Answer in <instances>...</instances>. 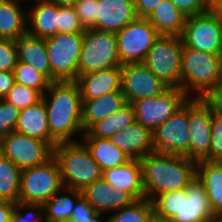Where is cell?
<instances>
[{"mask_svg": "<svg viewBox=\"0 0 222 222\" xmlns=\"http://www.w3.org/2000/svg\"><path fill=\"white\" fill-rule=\"evenodd\" d=\"M48 116L50 146L58 143L79 141L82 127V99L75 81L52 82L43 95ZM78 134V135H77Z\"/></svg>", "mask_w": 222, "mask_h": 222, "instance_id": "1", "label": "cell"}, {"mask_svg": "<svg viewBox=\"0 0 222 222\" xmlns=\"http://www.w3.org/2000/svg\"><path fill=\"white\" fill-rule=\"evenodd\" d=\"M145 198L186 188L197 177V162L185 156L153 152L140 159Z\"/></svg>", "mask_w": 222, "mask_h": 222, "instance_id": "2", "label": "cell"}, {"mask_svg": "<svg viewBox=\"0 0 222 222\" xmlns=\"http://www.w3.org/2000/svg\"><path fill=\"white\" fill-rule=\"evenodd\" d=\"M222 79V55L183 45L180 89L190 98H201Z\"/></svg>", "mask_w": 222, "mask_h": 222, "instance_id": "3", "label": "cell"}, {"mask_svg": "<svg viewBox=\"0 0 222 222\" xmlns=\"http://www.w3.org/2000/svg\"><path fill=\"white\" fill-rule=\"evenodd\" d=\"M53 156L59 163L62 183L66 188L82 191L102 178L101 168L81 140L58 143L53 148Z\"/></svg>", "mask_w": 222, "mask_h": 222, "instance_id": "4", "label": "cell"}, {"mask_svg": "<svg viewBox=\"0 0 222 222\" xmlns=\"http://www.w3.org/2000/svg\"><path fill=\"white\" fill-rule=\"evenodd\" d=\"M63 187L59 163L52 156L43 164L21 170L18 201L44 205Z\"/></svg>", "mask_w": 222, "mask_h": 222, "instance_id": "5", "label": "cell"}, {"mask_svg": "<svg viewBox=\"0 0 222 222\" xmlns=\"http://www.w3.org/2000/svg\"><path fill=\"white\" fill-rule=\"evenodd\" d=\"M182 53L181 36L161 35L142 63L169 88H180Z\"/></svg>", "mask_w": 222, "mask_h": 222, "instance_id": "6", "label": "cell"}, {"mask_svg": "<svg viewBox=\"0 0 222 222\" xmlns=\"http://www.w3.org/2000/svg\"><path fill=\"white\" fill-rule=\"evenodd\" d=\"M181 39L188 48L222 55L221 8L187 17Z\"/></svg>", "mask_w": 222, "mask_h": 222, "instance_id": "7", "label": "cell"}, {"mask_svg": "<svg viewBox=\"0 0 222 222\" xmlns=\"http://www.w3.org/2000/svg\"><path fill=\"white\" fill-rule=\"evenodd\" d=\"M84 33H57L45 39L52 82L75 81Z\"/></svg>", "mask_w": 222, "mask_h": 222, "instance_id": "8", "label": "cell"}, {"mask_svg": "<svg viewBox=\"0 0 222 222\" xmlns=\"http://www.w3.org/2000/svg\"><path fill=\"white\" fill-rule=\"evenodd\" d=\"M122 66L115 33L86 29L78 66V75Z\"/></svg>", "mask_w": 222, "mask_h": 222, "instance_id": "9", "label": "cell"}, {"mask_svg": "<svg viewBox=\"0 0 222 222\" xmlns=\"http://www.w3.org/2000/svg\"><path fill=\"white\" fill-rule=\"evenodd\" d=\"M115 35L121 65L142 63L154 42L161 36L147 18H136Z\"/></svg>", "mask_w": 222, "mask_h": 222, "instance_id": "10", "label": "cell"}, {"mask_svg": "<svg viewBox=\"0 0 222 222\" xmlns=\"http://www.w3.org/2000/svg\"><path fill=\"white\" fill-rule=\"evenodd\" d=\"M190 97L180 88H168L157 96L132 103L136 121L152 132L179 110Z\"/></svg>", "mask_w": 222, "mask_h": 222, "instance_id": "11", "label": "cell"}, {"mask_svg": "<svg viewBox=\"0 0 222 222\" xmlns=\"http://www.w3.org/2000/svg\"><path fill=\"white\" fill-rule=\"evenodd\" d=\"M152 133L154 152L190 159L188 101Z\"/></svg>", "mask_w": 222, "mask_h": 222, "instance_id": "12", "label": "cell"}, {"mask_svg": "<svg viewBox=\"0 0 222 222\" xmlns=\"http://www.w3.org/2000/svg\"><path fill=\"white\" fill-rule=\"evenodd\" d=\"M0 153L21 170L45 163L53 148L44 141L13 131L0 140Z\"/></svg>", "mask_w": 222, "mask_h": 222, "instance_id": "13", "label": "cell"}, {"mask_svg": "<svg viewBox=\"0 0 222 222\" xmlns=\"http://www.w3.org/2000/svg\"><path fill=\"white\" fill-rule=\"evenodd\" d=\"M168 88L143 63L122 65L121 91L127 103L132 104L137 100L157 96Z\"/></svg>", "mask_w": 222, "mask_h": 222, "instance_id": "14", "label": "cell"}, {"mask_svg": "<svg viewBox=\"0 0 222 222\" xmlns=\"http://www.w3.org/2000/svg\"><path fill=\"white\" fill-rule=\"evenodd\" d=\"M211 119L212 112L201 98L188 99L191 160L198 162L209 154L212 134Z\"/></svg>", "mask_w": 222, "mask_h": 222, "instance_id": "15", "label": "cell"}, {"mask_svg": "<svg viewBox=\"0 0 222 222\" xmlns=\"http://www.w3.org/2000/svg\"><path fill=\"white\" fill-rule=\"evenodd\" d=\"M82 196L93 208L109 215L123 207L131 205L136 199L122 188H114L103 178L95 180L82 190Z\"/></svg>", "mask_w": 222, "mask_h": 222, "instance_id": "16", "label": "cell"}, {"mask_svg": "<svg viewBox=\"0 0 222 222\" xmlns=\"http://www.w3.org/2000/svg\"><path fill=\"white\" fill-rule=\"evenodd\" d=\"M213 215L204 186L195 178L186 188L181 189L180 211L171 221L209 222Z\"/></svg>", "mask_w": 222, "mask_h": 222, "instance_id": "17", "label": "cell"}, {"mask_svg": "<svg viewBox=\"0 0 222 222\" xmlns=\"http://www.w3.org/2000/svg\"><path fill=\"white\" fill-rule=\"evenodd\" d=\"M136 18L134 0H98L97 20L91 29L117 33Z\"/></svg>", "mask_w": 222, "mask_h": 222, "instance_id": "18", "label": "cell"}, {"mask_svg": "<svg viewBox=\"0 0 222 222\" xmlns=\"http://www.w3.org/2000/svg\"><path fill=\"white\" fill-rule=\"evenodd\" d=\"M75 82L78 84L82 100H92L121 91L122 66L78 75Z\"/></svg>", "mask_w": 222, "mask_h": 222, "instance_id": "19", "label": "cell"}, {"mask_svg": "<svg viewBox=\"0 0 222 222\" xmlns=\"http://www.w3.org/2000/svg\"><path fill=\"white\" fill-rule=\"evenodd\" d=\"M113 145L124 151L131 160H140L154 152L152 131L137 121L111 136Z\"/></svg>", "mask_w": 222, "mask_h": 222, "instance_id": "20", "label": "cell"}, {"mask_svg": "<svg viewBox=\"0 0 222 222\" xmlns=\"http://www.w3.org/2000/svg\"><path fill=\"white\" fill-rule=\"evenodd\" d=\"M30 5L27 7V33L42 39L57 34L58 5L46 0H35Z\"/></svg>", "mask_w": 222, "mask_h": 222, "instance_id": "21", "label": "cell"}, {"mask_svg": "<svg viewBox=\"0 0 222 222\" xmlns=\"http://www.w3.org/2000/svg\"><path fill=\"white\" fill-rule=\"evenodd\" d=\"M102 178L114 188H122L136 200L145 198L142 184L140 160H129L127 163L103 171Z\"/></svg>", "mask_w": 222, "mask_h": 222, "instance_id": "22", "label": "cell"}, {"mask_svg": "<svg viewBox=\"0 0 222 222\" xmlns=\"http://www.w3.org/2000/svg\"><path fill=\"white\" fill-rule=\"evenodd\" d=\"M126 104L122 91L108 93L92 100H82L83 131H87L94 123L112 115Z\"/></svg>", "mask_w": 222, "mask_h": 222, "instance_id": "23", "label": "cell"}, {"mask_svg": "<svg viewBox=\"0 0 222 222\" xmlns=\"http://www.w3.org/2000/svg\"><path fill=\"white\" fill-rule=\"evenodd\" d=\"M16 45L18 61L31 65L52 82V73L45 39L26 33L16 40Z\"/></svg>", "mask_w": 222, "mask_h": 222, "instance_id": "24", "label": "cell"}, {"mask_svg": "<svg viewBox=\"0 0 222 222\" xmlns=\"http://www.w3.org/2000/svg\"><path fill=\"white\" fill-rule=\"evenodd\" d=\"M15 131L50 145L48 116L43 99L26 109L20 110Z\"/></svg>", "mask_w": 222, "mask_h": 222, "instance_id": "25", "label": "cell"}, {"mask_svg": "<svg viewBox=\"0 0 222 222\" xmlns=\"http://www.w3.org/2000/svg\"><path fill=\"white\" fill-rule=\"evenodd\" d=\"M204 186L214 214H222V162L198 161L197 177Z\"/></svg>", "mask_w": 222, "mask_h": 222, "instance_id": "26", "label": "cell"}, {"mask_svg": "<svg viewBox=\"0 0 222 222\" xmlns=\"http://www.w3.org/2000/svg\"><path fill=\"white\" fill-rule=\"evenodd\" d=\"M186 18L170 0L161 1L147 17L156 31L163 36H181Z\"/></svg>", "mask_w": 222, "mask_h": 222, "instance_id": "27", "label": "cell"}, {"mask_svg": "<svg viewBox=\"0 0 222 222\" xmlns=\"http://www.w3.org/2000/svg\"><path fill=\"white\" fill-rule=\"evenodd\" d=\"M27 33V7L0 0V38L17 40Z\"/></svg>", "mask_w": 222, "mask_h": 222, "instance_id": "28", "label": "cell"}, {"mask_svg": "<svg viewBox=\"0 0 222 222\" xmlns=\"http://www.w3.org/2000/svg\"><path fill=\"white\" fill-rule=\"evenodd\" d=\"M81 141L89 150L102 172L118 167L130 160L123 150L111 143L110 139L81 137Z\"/></svg>", "mask_w": 222, "mask_h": 222, "instance_id": "29", "label": "cell"}, {"mask_svg": "<svg viewBox=\"0 0 222 222\" xmlns=\"http://www.w3.org/2000/svg\"><path fill=\"white\" fill-rule=\"evenodd\" d=\"M135 112L132 104L127 103L120 110L114 112L112 115L94 123L81 137H94L109 139L117 131H121L134 123Z\"/></svg>", "mask_w": 222, "mask_h": 222, "instance_id": "30", "label": "cell"}, {"mask_svg": "<svg viewBox=\"0 0 222 222\" xmlns=\"http://www.w3.org/2000/svg\"><path fill=\"white\" fill-rule=\"evenodd\" d=\"M81 190L63 187L44 204L45 222H68Z\"/></svg>", "mask_w": 222, "mask_h": 222, "instance_id": "31", "label": "cell"}, {"mask_svg": "<svg viewBox=\"0 0 222 222\" xmlns=\"http://www.w3.org/2000/svg\"><path fill=\"white\" fill-rule=\"evenodd\" d=\"M21 169L0 153V199L18 202Z\"/></svg>", "mask_w": 222, "mask_h": 222, "instance_id": "32", "label": "cell"}, {"mask_svg": "<svg viewBox=\"0 0 222 222\" xmlns=\"http://www.w3.org/2000/svg\"><path fill=\"white\" fill-rule=\"evenodd\" d=\"M153 210V203L148 198L135 200L131 205L110 213L108 222H145Z\"/></svg>", "mask_w": 222, "mask_h": 222, "instance_id": "33", "label": "cell"}, {"mask_svg": "<svg viewBox=\"0 0 222 222\" xmlns=\"http://www.w3.org/2000/svg\"><path fill=\"white\" fill-rule=\"evenodd\" d=\"M13 73L15 83L38 90L42 95L48 91L52 83L44 74L23 62L18 61Z\"/></svg>", "mask_w": 222, "mask_h": 222, "instance_id": "34", "label": "cell"}, {"mask_svg": "<svg viewBox=\"0 0 222 222\" xmlns=\"http://www.w3.org/2000/svg\"><path fill=\"white\" fill-rule=\"evenodd\" d=\"M42 98L43 95L38 90L15 83L3 99L23 110L40 102Z\"/></svg>", "mask_w": 222, "mask_h": 222, "instance_id": "35", "label": "cell"}, {"mask_svg": "<svg viewBox=\"0 0 222 222\" xmlns=\"http://www.w3.org/2000/svg\"><path fill=\"white\" fill-rule=\"evenodd\" d=\"M154 210L168 219L179 213L181 206V190H173L157 195L153 200Z\"/></svg>", "mask_w": 222, "mask_h": 222, "instance_id": "36", "label": "cell"}, {"mask_svg": "<svg viewBox=\"0 0 222 222\" xmlns=\"http://www.w3.org/2000/svg\"><path fill=\"white\" fill-rule=\"evenodd\" d=\"M11 222H45L44 205L16 202L11 215Z\"/></svg>", "mask_w": 222, "mask_h": 222, "instance_id": "37", "label": "cell"}, {"mask_svg": "<svg viewBox=\"0 0 222 222\" xmlns=\"http://www.w3.org/2000/svg\"><path fill=\"white\" fill-rule=\"evenodd\" d=\"M85 30L74 7L58 6V33H84Z\"/></svg>", "mask_w": 222, "mask_h": 222, "instance_id": "38", "label": "cell"}, {"mask_svg": "<svg viewBox=\"0 0 222 222\" xmlns=\"http://www.w3.org/2000/svg\"><path fill=\"white\" fill-rule=\"evenodd\" d=\"M20 110L4 99H0V140L16 130Z\"/></svg>", "mask_w": 222, "mask_h": 222, "instance_id": "39", "label": "cell"}, {"mask_svg": "<svg viewBox=\"0 0 222 222\" xmlns=\"http://www.w3.org/2000/svg\"><path fill=\"white\" fill-rule=\"evenodd\" d=\"M211 132L210 151L203 160L222 162V116L212 114Z\"/></svg>", "mask_w": 222, "mask_h": 222, "instance_id": "40", "label": "cell"}, {"mask_svg": "<svg viewBox=\"0 0 222 222\" xmlns=\"http://www.w3.org/2000/svg\"><path fill=\"white\" fill-rule=\"evenodd\" d=\"M98 0H78L74 4L75 12L85 29H91L97 20Z\"/></svg>", "mask_w": 222, "mask_h": 222, "instance_id": "41", "label": "cell"}, {"mask_svg": "<svg viewBox=\"0 0 222 222\" xmlns=\"http://www.w3.org/2000/svg\"><path fill=\"white\" fill-rule=\"evenodd\" d=\"M17 63L16 40L0 38V71H13Z\"/></svg>", "mask_w": 222, "mask_h": 222, "instance_id": "42", "label": "cell"}, {"mask_svg": "<svg viewBox=\"0 0 222 222\" xmlns=\"http://www.w3.org/2000/svg\"><path fill=\"white\" fill-rule=\"evenodd\" d=\"M201 100L210 108L212 114L222 116V79L209 89Z\"/></svg>", "mask_w": 222, "mask_h": 222, "instance_id": "43", "label": "cell"}, {"mask_svg": "<svg viewBox=\"0 0 222 222\" xmlns=\"http://www.w3.org/2000/svg\"><path fill=\"white\" fill-rule=\"evenodd\" d=\"M186 17L201 14L210 9L206 0H170Z\"/></svg>", "mask_w": 222, "mask_h": 222, "instance_id": "44", "label": "cell"}, {"mask_svg": "<svg viewBox=\"0 0 222 222\" xmlns=\"http://www.w3.org/2000/svg\"><path fill=\"white\" fill-rule=\"evenodd\" d=\"M97 211L81 196L75 203L68 222H88Z\"/></svg>", "mask_w": 222, "mask_h": 222, "instance_id": "45", "label": "cell"}, {"mask_svg": "<svg viewBox=\"0 0 222 222\" xmlns=\"http://www.w3.org/2000/svg\"><path fill=\"white\" fill-rule=\"evenodd\" d=\"M163 0H134L137 18H147Z\"/></svg>", "mask_w": 222, "mask_h": 222, "instance_id": "46", "label": "cell"}, {"mask_svg": "<svg viewBox=\"0 0 222 222\" xmlns=\"http://www.w3.org/2000/svg\"><path fill=\"white\" fill-rule=\"evenodd\" d=\"M14 84L15 78L13 71H0V99L6 96Z\"/></svg>", "mask_w": 222, "mask_h": 222, "instance_id": "47", "label": "cell"}, {"mask_svg": "<svg viewBox=\"0 0 222 222\" xmlns=\"http://www.w3.org/2000/svg\"><path fill=\"white\" fill-rule=\"evenodd\" d=\"M14 207V202L0 199V222H11Z\"/></svg>", "mask_w": 222, "mask_h": 222, "instance_id": "48", "label": "cell"}, {"mask_svg": "<svg viewBox=\"0 0 222 222\" xmlns=\"http://www.w3.org/2000/svg\"><path fill=\"white\" fill-rule=\"evenodd\" d=\"M145 222H172L171 219H168L167 217H164L160 214H158L155 210H153Z\"/></svg>", "mask_w": 222, "mask_h": 222, "instance_id": "49", "label": "cell"}, {"mask_svg": "<svg viewBox=\"0 0 222 222\" xmlns=\"http://www.w3.org/2000/svg\"><path fill=\"white\" fill-rule=\"evenodd\" d=\"M61 7H73L78 0H46Z\"/></svg>", "mask_w": 222, "mask_h": 222, "instance_id": "50", "label": "cell"}, {"mask_svg": "<svg viewBox=\"0 0 222 222\" xmlns=\"http://www.w3.org/2000/svg\"><path fill=\"white\" fill-rule=\"evenodd\" d=\"M106 214H102L100 212H96L88 222H108V218ZM105 218V219H104Z\"/></svg>", "mask_w": 222, "mask_h": 222, "instance_id": "51", "label": "cell"}, {"mask_svg": "<svg viewBox=\"0 0 222 222\" xmlns=\"http://www.w3.org/2000/svg\"><path fill=\"white\" fill-rule=\"evenodd\" d=\"M206 3L210 8H222V0H206Z\"/></svg>", "mask_w": 222, "mask_h": 222, "instance_id": "52", "label": "cell"}, {"mask_svg": "<svg viewBox=\"0 0 222 222\" xmlns=\"http://www.w3.org/2000/svg\"><path fill=\"white\" fill-rule=\"evenodd\" d=\"M9 1L22 4V5L26 6V7H28L27 3L31 2L33 4L35 2V0H9Z\"/></svg>", "mask_w": 222, "mask_h": 222, "instance_id": "53", "label": "cell"}, {"mask_svg": "<svg viewBox=\"0 0 222 222\" xmlns=\"http://www.w3.org/2000/svg\"><path fill=\"white\" fill-rule=\"evenodd\" d=\"M209 222H222V214H214Z\"/></svg>", "mask_w": 222, "mask_h": 222, "instance_id": "54", "label": "cell"}]
</instances>
